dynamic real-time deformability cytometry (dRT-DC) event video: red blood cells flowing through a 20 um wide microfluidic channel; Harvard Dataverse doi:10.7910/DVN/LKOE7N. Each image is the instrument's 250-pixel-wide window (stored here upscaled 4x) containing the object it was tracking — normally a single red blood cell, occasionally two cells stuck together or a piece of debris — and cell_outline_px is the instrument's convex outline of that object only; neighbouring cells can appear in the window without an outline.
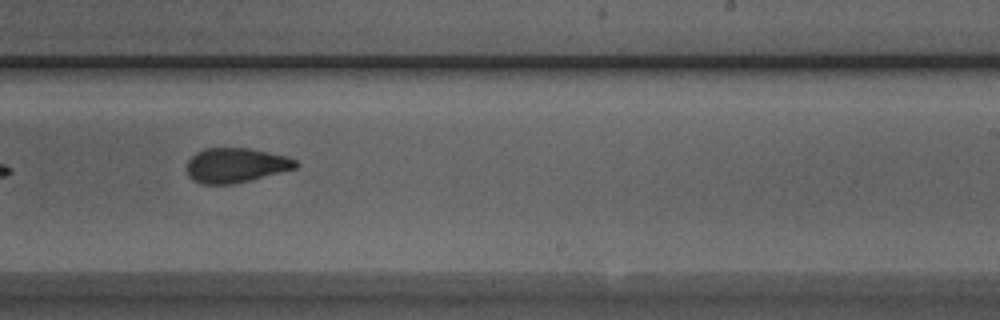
{"species": "Egyptian fruit bat (a non-hibernating species)", "species_latin": "Rousettus aegyptiacus", "temperature_condition": "room temperature", "stored_images_in_passage": 12, "camera_frame_rate_fps": 3000, "um_per_image_px": 0.085, "animal": {"sex": "male"}, "frame": {"image": 1, "passage_image": 6, "time_ms": 6.667, "image_size_px": [1000, 320], "cell_outline_px": [[300, 164], [296, 168], [232, 184], [204, 184], [192, 180], [188, 176], [188, 160], [196, 152], [204, 148], [248, 148], [284, 156], [296, 160]], "centroid_in_image_um": [20.01, 14.04], "position_along_channel_um": 269.0, "area_um2": 21.68}}
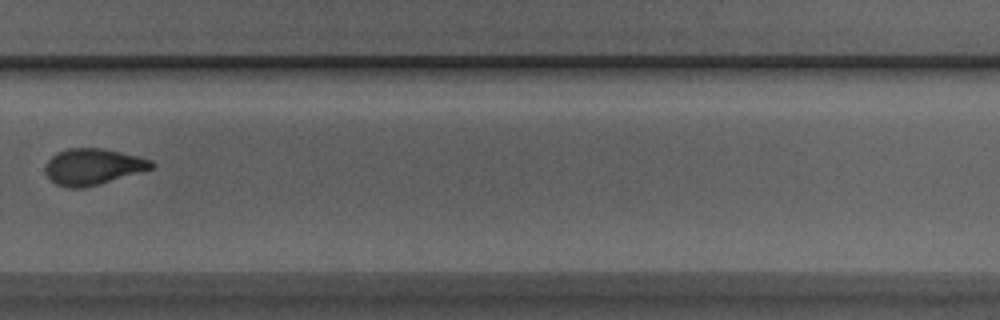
{"frame": {"image": 2, "passage_image": 7, "time_ms": 8.0, "image_size_px": [1000, 320], "cell_outline_px": [[156, 164], [152, 168], [96, 184], [80, 188], [68, 188], [56, 184], [48, 176], [44, 168], [48, 160], [56, 152], [68, 148], [100, 148], [120, 152], [152, 160]], "centroid_in_image_um": [7.85, 14.15], "position_along_channel_um": 321.9, "area_um2": 21.91}}
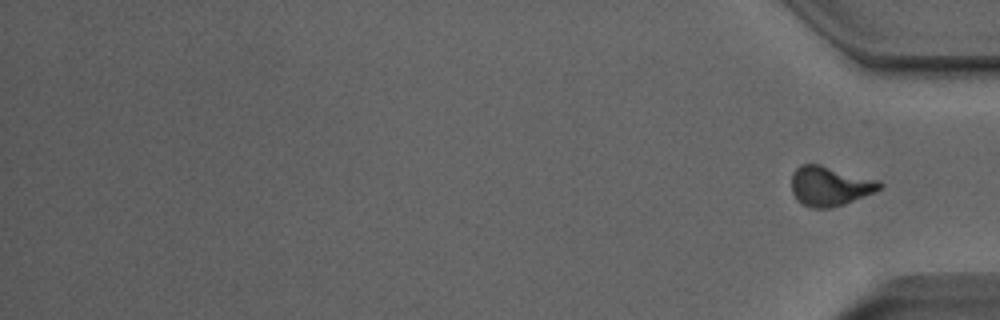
{"frame": {"image": 3, "passage_image": 12, "time_ms": 14.667, "image_size_px": [1000, 320], "cell_outline_px": [[884, 184], [876, 192], [844, 204], [832, 208], [812, 208], [800, 204], [796, 200], [792, 192], [792, 172], [800, 164], [820, 164], [880, 180]], "centroid_in_image_um": [70.54, 15.82], "position_along_channel_um": 364.7, "area_um2": 20.69}}